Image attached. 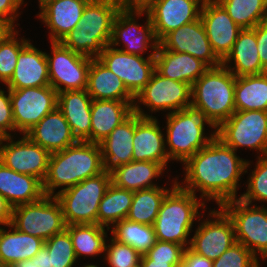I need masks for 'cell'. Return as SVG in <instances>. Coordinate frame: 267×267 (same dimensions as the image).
<instances>
[{"label":"cell","instance_id":"cell-50","mask_svg":"<svg viewBox=\"0 0 267 267\" xmlns=\"http://www.w3.org/2000/svg\"><path fill=\"white\" fill-rule=\"evenodd\" d=\"M213 261L193 252L189 247L185 249L183 262L178 267H212Z\"/></svg>","mask_w":267,"mask_h":267},{"label":"cell","instance_id":"cell-53","mask_svg":"<svg viewBox=\"0 0 267 267\" xmlns=\"http://www.w3.org/2000/svg\"><path fill=\"white\" fill-rule=\"evenodd\" d=\"M10 267H40V266L37 263V257L34 256L32 259L15 262Z\"/></svg>","mask_w":267,"mask_h":267},{"label":"cell","instance_id":"cell-26","mask_svg":"<svg viewBox=\"0 0 267 267\" xmlns=\"http://www.w3.org/2000/svg\"><path fill=\"white\" fill-rule=\"evenodd\" d=\"M210 67L188 53L165 50L160 44L155 52V71L161 76L192 86Z\"/></svg>","mask_w":267,"mask_h":267},{"label":"cell","instance_id":"cell-37","mask_svg":"<svg viewBox=\"0 0 267 267\" xmlns=\"http://www.w3.org/2000/svg\"><path fill=\"white\" fill-rule=\"evenodd\" d=\"M170 190V188L156 186L134 191L132 204L126 219L153 226L161 204Z\"/></svg>","mask_w":267,"mask_h":267},{"label":"cell","instance_id":"cell-35","mask_svg":"<svg viewBox=\"0 0 267 267\" xmlns=\"http://www.w3.org/2000/svg\"><path fill=\"white\" fill-rule=\"evenodd\" d=\"M133 200V191L109 185L99 203L97 224L107 228V231L119 221L126 219ZM112 224V225H111Z\"/></svg>","mask_w":267,"mask_h":267},{"label":"cell","instance_id":"cell-46","mask_svg":"<svg viewBox=\"0 0 267 267\" xmlns=\"http://www.w3.org/2000/svg\"><path fill=\"white\" fill-rule=\"evenodd\" d=\"M7 92V94H5ZM0 129L7 135L15 132V123L13 119L12 105L10 99V89L4 91L0 89Z\"/></svg>","mask_w":267,"mask_h":267},{"label":"cell","instance_id":"cell-33","mask_svg":"<svg viewBox=\"0 0 267 267\" xmlns=\"http://www.w3.org/2000/svg\"><path fill=\"white\" fill-rule=\"evenodd\" d=\"M165 167L151 161H131L123 164L111 172V183L119 188L139 191L156 187L153 179L159 178Z\"/></svg>","mask_w":267,"mask_h":267},{"label":"cell","instance_id":"cell-31","mask_svg":"<svg viewBox=\"0 0 267 267\" xmlns=\"http://www.w3.org/2000/svg\"><path fill=\"white\" fill-rule=\"evenodd\" d=\"M133 104L116 100H93L90 142L99 144L133 113Z\"/></svg>","mask_w":267,"mask_h":267},{"label":"cell","instance_id":"cell-11","mask_svg":"<svg viewBox=\"0 0 267 267\" xmlns=\"http://www.w3.org/2000/svg\"><path fill=\"white\" fill-rule=\"evenodd\" d=\"M140 104L149 108L152 113L169 110V114L183 110L191 105V85L161 76L154 71L150 81L135 97L133 112L142 117L155 118L152 114H146Z\"/></svg>","mask_w":267,"mask_h":267},{"label":"cell","instance_id":"cell-23","mask_svg":"<svg viewBox=\"0 0 267 267\" xmlns=\"http://www.w3.org/2000/svg\"><path fill=\"white\" fill-rule=\"evenodd\" d=\"M50 85L46 52L28 43L20 52L7 89L44 87Z\"/></svg>","mask_w":267,"mask_h":267},{"label":"cell","instance_id":"cell-5","mask_svg":"<svg viewBox=\"0 0 267 267\" xmlns=\"http://www.w3.org/2000/svg\"><path fill=\"white\" fill-rule=\"evenodd\" d=\"M166 115L165 148L170 161L184 164L217 137V127L202 110L192 105ZM205 124L215 129L208 137L204 136Z\"/></svg>","mask_w":267,"mask_h":267},{"label":"cell","instance_id":"cell-28","mask_svg":"<svg viewBox=\"0 0 267 267\" xmlns=\"http://www.w3.org/2000/svg\"><path fill=\"white\" fill-rule=\"evenodd\" d=\"M231 61L234 62L233 66L230 64L232 63ZM222 65L236 77L259 75L267 72L260 62L255 27L252 29H242L239 32L231 51L222 60Z\"/></svg>","mask_w":267,"mask_h":267},{"label":"cell","instance_id":"cell-36","mask_svg":"<svg viewBox=\"0 0 267 267\" xmlns=\"http://www.w3.org/2000/svg\"><path fill=\"white\" fill-rule=\"evenodd\" d=\"M76 258L97 256L105 252L107 231L98 224L66 225Z\"/></svg>","mask_w":267,"mask_h":267},{"label":"cell","instance_id":"cell-41","mask_svg":"<svg viewBox=\"0 0 267 267\" xmlns=\"http://www.w3.org/2000/svg\"><path fill=\"white\" fill-rule=\"evenodd\" d=\"M16 35L18 31L12 28L0 41V81L5 85L13 76L19 52L30 42Z\"/></svg>","mask_w":267,"mask_h":267},{"label":"cell","instance_id":"cell-54","mask_svg":"<svg viewBox=\"0 0 267 267\" xmlns=\"http://www.w3.org/2000/svg\"><path fill=\"white\" fill-rule=\"evenodd\" d=\"M12 29L10 25H8L5 21L0 19V41L3 37Z\"/></svg>","mask_w":267,"mask_h":267},{"label":"cell","instance_id":"cell-30","mask_svg":"<svg viewBox=\"0 0 267 267\" xmlns=\"http://www.w3.org/2000/svg\"><path fill=\"white\" fill-rule=\"evenodd\" d=\"M86 90L92 100H116L127 103H134L135 100L124 82L98 58H91Z\"/></svg>","mask_w":267,"mask_h":267},{"label":"cell","instance_id":"cell-9","mask_svg":"<svg viewBox=\"0 0 267 267\" xmlns=\"http://www.w3.org/2000/svg\"><path fill=\"white\" fill-rule=\"evenodd\" d=\"M217 138L236 152L246 147L267 156V112L235 111L217 127Z\"/></svg>","mask_w":267,"mask_h":267},{"label":"cell","instance_id":"cell-10","mask_svg":"<svg viewBox=\"0 0 267 267\" xmlns=\"http://www.w3.org/2000/svg\"><path fill=\"white\" fill-rule=\"evenodd\" d=\"M11 224L19 231L44 241L66 229L61 204L56 197L49 195L14 207Z\"/></svg>","mask_w":267,"mask_h":267},{"label":"cell","instance_id":"cell-40","mask_svg":"<svg viewBox=\"0 0 267 267\" xmlns=\"http://www.w3.org/2000/svg\"><path fill=\"white\" fill-rule=\"evenodd\" d=\"M112 237L125 243L144 255L156 242L152 225L132 222L128 219L119 221L112 227Z\"/></svg>","mask_w":267,"mask_h":267},{"label":"cell","instance_id":"cell-57","mask_svg":"<svg viewBox=\"0 0 267 267\" xmlns=\"http://www.w3.org/2000/svg\"><path fill=\"white\" fill-rule=\"evenodd\" d=\"M81 267V266H80ZM82 267H98L97 265H93V264H87V265H84Z\"/></svg>","mask_w":267,"mask_h":267},{"label":"cell","instance_id":"cell-58","mask_svg":"<svg viewBox=\"0 0 267 267\" xmlns=\"http://www.w3.org/2000/svg\"><path fill=\"white\" fill-rule=\"evenodd\" d=\"M0 267H9V266H6L5 264H2V263L0 262Z\"/></svg>","mask_w":267,"mask_h":267},{"label":"cell","instance_id":"cell-32","mask_svg":"<svg viewBox=\"0 0 267 267\" xmlns=\"http://www.w3.org/2000/svg\"><path fill=\"white\" fill-rule=\"evenodd\" d=\"M0 227V262L11 266L15 262L32 259L44 246L41 238L23 233L11 223Z\"/></svg>","mask_w":267,"mask_h":267},{"label":"cell","instance_id":"cell-19","mask_svg":"<svg viewBox=\"0 0 267 267\" xmlns=\"http://www.w3.org/2000/svg\"><path fill=\"white\" fill-rule=\"evenodd\" d=\"M159 44L168 51L188 53L209 67H218L222 64L211 48L201 18L171 31Z\"/></svg>","mask_w":267,"mask_h":267},{"label":"cell","instance_id":"cell-51","mask_svg":"<svg viewBox=\"0 0 267 267\" xmlns=\"http://www.w3.org/2000/svg\"><path fill=\"white\" fill-rule=\"evenodd\" d=\"M13 207L8 203L6 198L0 194V226L12 222Z\"/></svg>","mask_w":267,"mask_h":267},{"label":"cell","instance_id":"cell-4","mask_svg":"<svg viewBox=\"0 0 267 267\" xmlns=\"http://www.w3.org/2000/svg\"><path fill=\"white\" fill-rule=\"evenodd\" d=\"M119 11L112 0H90L77 28L64 36L60 43L74 52L97 58L110 43L113 21Z\"/></svg>","mask_w":267,"mask_h":267},{"label":"cell","instance_id":"cell-14","mask_svg":"<svg viewBox=\"0 0 267 267\" xmlns=\"http://www.w3.org/2000/svg\"><path fill=\"white\" fill-rule=\"evenodd\" d=\"M97 58L124 82L134 97L146 86L155 71V52H150L145 58L107 45Z\"/></svg>","mask_w":267,"mask_h":267},{"label":"cell","instance_id":"cell-1","mask_svg":"<svg viewBox=\"0 0 267 267\" xmlns=\"http://www.w3.org/2000/svg\"><path fill=\"white\" fill-rule=\"evenodd\" d=\"M183 165L185 177L181 187L195 196L196 190L200 191V201L214 200L220 207L237 199L238 183L247 173L250 162L237 156L234 149L215 137Z\"/></svg>","mask_w":267,"mask_h":267},{"label":"cell","instance_id":"cell-6","mask_svg":"<svg viewBox=\"0 0 267 267\" xmlns=\"http://www.w3.org/2000/svg\"><path fill=\"white\" fill-rule=\"evenodd\" d=\"M236 76L222 64L210 67L191 86V105L202 110L218 127L235 111Z\"/></svg>","mask_w":267,"mask_h":267},{"label":"cell","instance_id":"cell-38","mask_svg":"<svg viewBox=\"0 0 267 267\" xmlns=\"http://www.w3.org/2000/svg\"><path fill=\"white\" fill-rule=\"evenodd\" d=\"M35 256L40 267H73L77 260L66 229L46 240Z\"/></svg>","mask_w":267,"mask_h":267},{"label":"cell","instance_id":"cell-48","mask_svg":"<svg viewBox=\"0 0 267 267\" xmlns=\"http://www.w3.org/2000/svg\"><path fill=\"white\" fill-rule=\"evenodd\" d=\"M255 34L260 62L267 70V21L255 26Z\"/></svg>","mask_w":267,"mask_h":267},{"label":"cell","instance_id":"cell-34","mask_svg":"<svg viewBox=\"0 0 267 267\" xmlns=\"http://www.w3.org/2000/svg\"><path fill=\"white\" fill-rule=\"evenodd\" d=\"M234 99L236 111L267 112V72L236 77Z\"/></svg>","mask_w":267,"mask_h":267},{"label":"cell","instance_id":"cell-7","mask_svg":"<svg viewBox=\"0 0 267 267\" xmlns=\"http://www.w3.org/2000/svg\"><path fill=\"white\" fill-rule=\"evenodd\" d=\"M111 184V173L87 178L55 197L60 202L66 225L97 224L99 203Z\"/></svg>","mask_w":267,"mask_h":267},{"label":"cell","instance_id":"cell-3","mask_svg":"<svg viewBox=\"0 0 267 267\" xmlns=\"http://www.w3.org/2000/svg\"><path fill=\"white\" fill-rule=\"evenodd\" d=\"M177 180H174L171 190L166 194L153 227L156 240L187 248L194 221L201 216L199 209L207 208L204 201L199 202L198 197L183 189Z\"/></svg>","mask_w":267,"mask_h":267},{"label":"cell","instance_id":"cell-21","mask_svg":"<svg viewBox=\"0 0 267 267\" xmlns=\"http://www.w3.org/2000/svg\"><path fill=\"white\" fill-rule=\"evenodd\" d=\"M158 119L142 117L135 113L133 161H151L167 168L170 161L166 152L165 138Z\"/></svg>","mask_w":267,"mask_h":267},{"label":"cell","instance_id":"cell-12","mask_svg":"<svg viewBox=\"0 0 267 267\" xmlns=\"http://www.w3.org/2000/svg\"><path fill=\"white\" fill-rule=\"evenodd\" d=\"M51 48L52 56L46 53L49 81L57 93L87 89L91 57L74 52L60 42H51Z\"/></svg>","mask_w":267,"mask_h":267},{"label":"cell","instance_id":"cell-24","mask_svg":"<svg viewBox=\"0 0 267 267\" xmlns=\"http://www.w3.org/2000/svg\"><path fill=\"white\" fill-rule=\"evenodd\" d=\"M134 133L135 112L99 143L103 172L111 173L123 164L133 161Z\"/></svg>","mask_w":267,"mask_h":267},{"label":"cell","instance_id":"cell-15","mask_svg":"<svg viewBox=\"0 0 267 267\" xmlns=\"http://www.w3.org/2000/svg\"><path fill=\"white\" fill-rule=\"evenodd\" d=\"M219 209L210 210L209 215L212 219H204L199 224L189 245L193 252L211 261L219 258L237 242L232 220L221 208Z\"/></svg>","mask_w":267,"mask_h":267},{"label":"cell","instance_id":"cell-52","mask_svg":"<svg viewBox=\"0 0 267 267\" xmlns=\"http://www.w3.org/2000/svg\"><path fill=\"white\" fill-rule=\"evenodd\" d=\"M142 267H173L168 261L161 260H141Z\"/></svg>","mask_w":267,"mask_h":267},{"label":"cell","instance_id":"cell-47","mask_svg":"<svg viewBox=\"0 0 267 267\" xmlns=\"http://www.w3.org/2000/svg\"><path fill=\"white\" fill-rule=\"evenodd\" d=\"M21 5V0H0V19L15 29L14 22L19 17Z\"/></svg>","mask_w":267,"mask_h":267},{"label":"cell","instance_id":"cell-44","mask_svg":"<svg viewBox=\"0 0 267 267\" xmlns=\"http://www.w3.org/2000/svg\"><path fill=\"white\" fill-rule=\"evenodd\" d=\"M258 259L243 244L236 242L213 261L212 267H260Z\"/></svg>","mask_w":267,"mask_h":267},{"label":"cell","instance_id":"cell-56","mask_svg":"<svg viewBox=\"0 0 267 267\" xmlns=\"http://www.w3.org/2000/svg\"><path fill=\"white\" fill-rule=\"evenodd\" d=\"M53 0H39V8L41 9L42 7H44L47 3L51 2Z\"/></svg>","mask_w":267,"mask_h":267},{"label":"cell","instance_id":"cell-2","mask_svg":"<svg viewBox=\"0 0 267 267\" xmlns=\"http://www.w3.org/2000/svg\"><path fill=\"white\" fill-rule=\"evenodd\" d=\"M102 172L99 144L78 141L64 150L51 153L48 172L43 181L44 194L55 197L59 192ZM60 187L63 188L55 193L54 190Z\"/></svg>","mask_w":267,"mask_h":267},{"label":"cell","instance_id":"cell-55","mask_svg":"<svg viewBox=\"0 0 267 267\" xmlns=\"http://www.w3.org/2000/svg\"><path fill=\"white\" fill-rule=\"evenodd\" d=\"M6 138H7V135L0 129V146L5 141Z\"/></svg>","mask_w":267,"mask_h":267},{"label":"cell","instance_id":"cell-18","mask_svg":"<svg viewBox=\"0 0 267 267\" xmlns=\"http://www.w3.org/2000/svg\"><path fill=\"white\" fill-rule=\"evenodd\" d=\"M204 0H155L146 11L160 42L168 33L200 18ZM201 3V4H200Z\"/></svg>","mask_w":267,"mask_h":267},{"label":"cell","instance_id":"cell-25","mask_svg":"<svg viewBox=\"0 0 267 267\" xmlns=\"http://www.w3.org/2000/svg\"><path fill=\"white\" fill-rule=\"evenodd\" d=\"M90 0H53L40 9L39 19L50 30L51 42H60L77 28L83 10Z\"/></svg>","mask_w":267,"mask_h":267},{"label":"cell","instance_id":"cell-13","mask_svg":"<svg viewBox=\"0 0 267 267\" xmlns=\"http://www.w3.org/2000/svg\"><path fill=\"white\" fill-rule=\"evenodd\" d=\"M15 131L25 134L57 107L58 93L51 86L10 89Z\"/></svg>","mask_w":267,"mask_h":267},{"label":"cell","instance_id":"cell-27","mask_svg":"<svg viewBox=\"0 0 267 267\" xmlns=\"http://www.w3.org/2000/svg\"><path fill=\"white\" fill-rule=\"evenodd\" d=\"M92 101L86 89L58 93L57 107L78 141L90 142Z\"/></svg>","mask_w":267,"mask_h":267},{"label":"cell","instance_id":"cell-17","mask_svg":"<svg viewBox=\"0 0 267 267\" xmlns=\"http://www.w3.org/2000/svg\"><path fill=\"white\" fill-rule=\"evenodd\" d=\"M146 16L145 25H140L137 23V17ZM121 41H123L124 49L119 50L142 56L145 50L151 48L152 52H156L159 42L157 41L153 24L149 19L147 12H135V11H119L113 21V29L111 34V39L109 46H120Z\"/></svg>","mask_w":267,"mask_h":267},{"label":"cell","instance_id":"cell-8","mask_svg":"<svg viewBox=\"0 0 267 267\" xmlns=\"http://www.w3.org/2000/svg\"><path fill=\"white\" fill-rule=\"evenodd\" d=\"M252 206V207H251ZM221 208L232 220L236 241L243 244L256 257L267 259V208L233 199ZM258 252V253H257Z\"/></svg>","mask_w":267,"mask_h":267},{"label":"cell","instance_id":"cell-22","mask_svg":"<svg viewBox=\"0 0 267 267\" xmlns=\"http://www.w3.org/2000/svg\"><path fill=\"white\" fill-rule=\"evenodd\" d=\"M25 135L50 153L64 150L78 142L58 107L45 115Z\"/></svg>","mask_w":267,"mask_h":267},{"label":"cell","instance_id":"cell-20","mask_svg":"<svg viewBox=\"0 0 267 267\" xmlns=\"http://www.w3.org/2000/svg\"><path fill=\"white\" fill-rule=\"evenodd\" d=\"M200 18L216 56L222 61L242 30L216 0H204Z\"/></svg>","mask_w":267,"mask_h":267},{"label":"cell","instance_id":"cell-45","mask_svg":"<svg viewBox=\"0 0 267 267\" xmlns=\"http://www.w3.org/2000/svg\"><path fill=\"white\" fill-rule=\"evenodd\" d=\"M185 247L172 242L156 240L155 244L141 257V260L168 261L173 267L183 262Z\"/></svg>","mask_w":267,"mask_h":267},{"label":"cell","instance_id":"cell-16","mask_svg":"<svg viewBox=\"0 0 267 267\" xmlns=\"http://www.w3.org/2000/svg\"><path fill=\"white\" fill-rule=\"evenodd\" d=\"M0 146V161L21 174L38 178L42 183L48 172L51 153L32 142L25 134L17 141L7 136Z\"/></svg>","mask_w":267,"mask_h":267},{"label":"cell","instance_id":"cell-42","mask_svg":"<svg viewBox=\"0 0 267 267\" xmlns=\"http://www.w3.org/2000/svg\"><path fill=\"white\" fill-rule=\"evenodd\" d=\"M257 157L255 169L247 181L246 193L239 197L243 202L250 204L254 201L267 203V156Z\"/></svg>","mask_w":267,"mask_h":267},{"label":"cell","instance_id":"cell-43","mask_svg":"<svg viewBox=\"0 0 267 267\" xmlns=\"http://www.w3.org/2000/svg\"><path fill=\"white\" fill-rule=\"evenodd\" d=\"M110 244L105 247V261L109 267H136L142 255L128 244L111 237Z\"/></svg>","mask_w":267,"mask_h":267},{"label":"cell","instance_id":"cell-29","mask_svg":"<svg viewBox=\"0 0 267 267\" xmlns=\"http://www.w3.org/2000/svg\"><path fill=\"white\" fill-rule=\"evenodd\" d=\"M0 194L13 208L38 201L45 196L43 183L38 178L13 171L1 161Z\"/></svg>","mask_w":267,"mask_h":267},{"label":"cell","instance_id":"cell-49","mask_svg":"<svg viewBox=\"0 0 267 267\" xmlns=\"http://www.w3.org/2000/svg\"><path fill=\"white\" fill-rule=\"evenodd\" d=\"M120 11L146 12L155 0H112Z\"/></svg>","mask_w":267,"mask_h":267},{"label":"cell","instance_id":"cell-39","mask_svg":"<svg viewBox=\"0 0 267 267\" xmlns=\"http://www.w3.org/2000/svg\"><path fill=\"white\" fill-rule=\"evenodd\" d=\"M241 29L267 21V0H216Z\"/></svg>","mask_w":267,"mask_h":267}]
</instances>
